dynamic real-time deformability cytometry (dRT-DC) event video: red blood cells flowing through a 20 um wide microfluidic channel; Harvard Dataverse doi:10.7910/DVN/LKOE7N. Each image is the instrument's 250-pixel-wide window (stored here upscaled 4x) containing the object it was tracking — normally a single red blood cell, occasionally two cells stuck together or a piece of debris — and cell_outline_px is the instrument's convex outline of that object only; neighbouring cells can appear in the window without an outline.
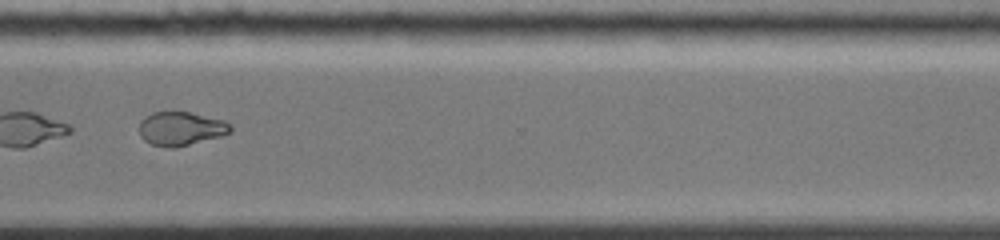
{"species": "common noctule bat (a hibernating species)", "species_latin": "Nyctalus noctula", "temperature_condition": "cold", "stored_images_in_passage": 44, "camera_frame_rate_fps": 3000, "um_per_image_px": 0.085, "animal": {"sex": "female", "body_mass_g": 19.0, "forearm_length_mm": 51.5}, "frame": {"image": 1, "passage_image": 39, "time_ms": 12.0, "image_size_px": [1000, 240], "cell_outline_px": [[232, 132], [220, 136], [176, 148], [168, 148], [152, 144], [144, 140], [140, 136], [140, 120], [152, 112], [188, 112], [224, 120], [232, 128]], "centroid_in_image_um": [15.36, 10.94], "position_along_channel_um": 355.2, "area_um2": 17.86}, "authors_computed_cell_mechanics": {"area_um2": 18.8139, "velocity_mm_per_s": 3.9198, "shape_relaxation_time_tau1_ms": null, "shape_relaxation_time_tau2_ms": 6.3213, "deformation_change_tau1": null, "deformation_change_tau2": 0.1147}}